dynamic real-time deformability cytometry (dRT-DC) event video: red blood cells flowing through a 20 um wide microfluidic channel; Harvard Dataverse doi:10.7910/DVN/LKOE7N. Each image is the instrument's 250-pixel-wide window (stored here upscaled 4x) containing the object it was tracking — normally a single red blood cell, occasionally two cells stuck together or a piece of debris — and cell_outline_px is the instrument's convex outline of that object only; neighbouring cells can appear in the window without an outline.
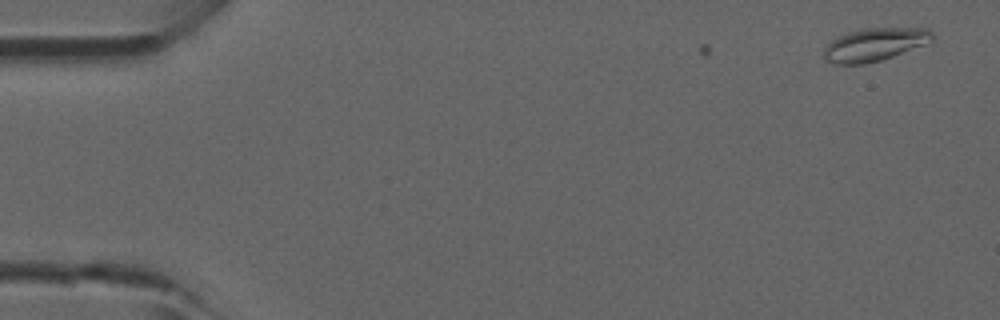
{"species": "common noctule bat (a hibernating species)", "species_latin": "Nyctalus noctula", "temperature_condition": "room temperature", "stored_images_in_passage": 4, "camera_frame_rate_fps": 3000, "um_per_image_px": 0.085, "animal": {"sex": "male", "forearm_length_mm": 52.5}, "frame": {"image": 1, "passage_image": 4, "time_ms": 1.0, "image_size_px": [1000, 320], "cell_outline_px": [[936, 40], [892, 56], [880, 60], [864, 64], [836, 64], [824, 60], [824, 48], [836, 36], [848, 32], [868, 28], [928, 28], [936, 36]], "centroid_in_image_um": [74.36, 3.78], "position_along_channel_um": 10.6, "area_um2": 20.87}}